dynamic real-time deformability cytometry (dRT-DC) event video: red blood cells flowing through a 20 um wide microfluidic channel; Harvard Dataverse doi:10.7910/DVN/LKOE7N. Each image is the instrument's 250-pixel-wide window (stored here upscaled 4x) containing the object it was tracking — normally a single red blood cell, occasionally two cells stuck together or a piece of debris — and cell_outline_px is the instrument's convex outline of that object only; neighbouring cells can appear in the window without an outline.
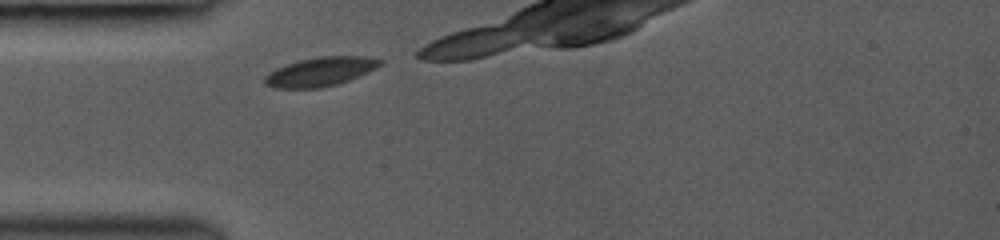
{"species": "common noctule bat (a hibernating species)", "species_latin": "Nyctalus noctula", "temperature_condition": "room temperature", "stored_images_in_passage": 10, "camera_frame_rate_fps": 3000, "um_per_image_px": 0.085, "animal": {"sex": "female", "body_mass_g": 19.0, "forearm_length_mm": 53.3}, "frame": {"image": 1, "passage_image": 1, "time_ms": 0.0, "image_size_px": [1000, 240], "cell_outline_px": [[384, 60], [376, 68], [368, 72], [348, 80], [336, 84], [320, 88], [272, 88], [264, 84], [264, 76], [268, 72], [276, 68], [300, 60], [320, 56], [368, 56]], "centroid_in_image_um": [27.21, 6.09], "position_along_channel_um": 57.8, "area_um2": 19.48}}